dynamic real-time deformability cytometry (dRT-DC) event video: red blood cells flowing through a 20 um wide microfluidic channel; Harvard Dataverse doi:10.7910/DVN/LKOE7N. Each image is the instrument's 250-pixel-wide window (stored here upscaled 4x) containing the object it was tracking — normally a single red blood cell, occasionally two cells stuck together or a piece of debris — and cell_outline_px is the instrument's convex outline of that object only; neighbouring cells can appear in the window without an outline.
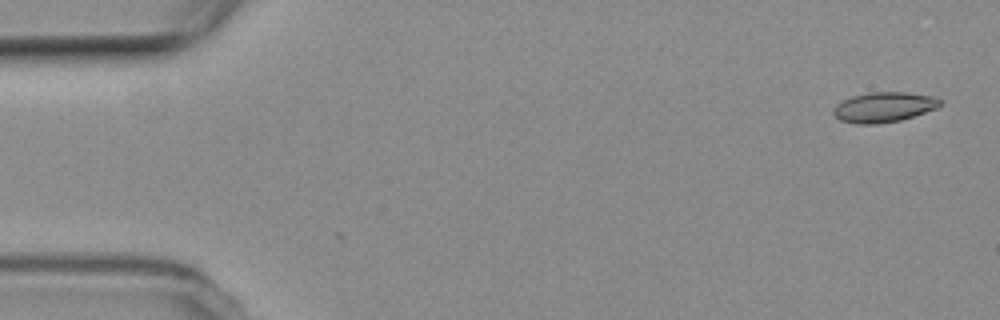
{"species": "common noctule bat (a hibernating species)", "species_latin": "Nyctalus noctula", "temperature_condition": "room temperature", "stored_images_in_passage": 2, "camera_frame_rate_fps": 3000, "um_per_image_px": 0.085, "animal": {"sex": "female", "body_mass_g": 19.3, "forearm_length_mm": 54.1}, "frame": {"image": 1, "passage_image": 2, "time_ms": 1.0, "image_size_px": [1000, 320], "cell_outline_px": [[940, 104], [936, 108], [900, 120], [876, 124], [856, 124], [840, 120], [832, 112], [836, 104], [852, 96], [868, 92], [904, 92], [932, 96], [940, 100]], "centroid_in_image_um": [75.08, 9.1], "position_along_channel_um": 9.9, "area_um2": 18.44}}